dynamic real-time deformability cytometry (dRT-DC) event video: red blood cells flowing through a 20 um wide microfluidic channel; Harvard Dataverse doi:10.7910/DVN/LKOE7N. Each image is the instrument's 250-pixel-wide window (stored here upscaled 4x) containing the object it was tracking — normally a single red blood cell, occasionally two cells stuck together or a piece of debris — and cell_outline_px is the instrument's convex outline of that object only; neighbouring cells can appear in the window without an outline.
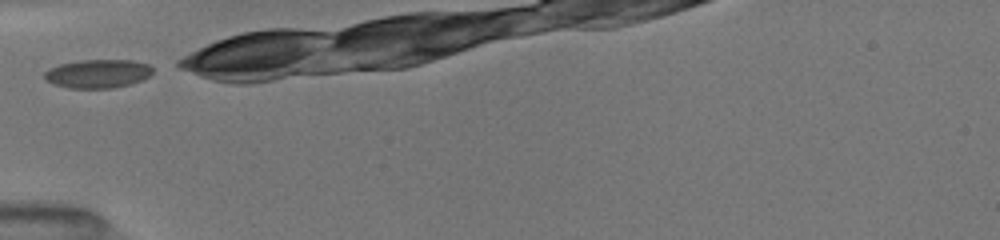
{"species": "common noctule bat (a hibernating species)", "species_latin": "Nyctalus noctula", "temperature_condition": "room temperature", "stored_images_in_passage": 27, "camera_frame_rate_fps": 3000, "um_per_image_px": 0.085, "animal": {"sex": "female", "body_mass_g": 19.5, "forearm_length_mm": 54.1}, "frame": {"image": 1, "passage_image": 1, "time_ms": 0.0, "image_size_px": [1000, 240], "cell_outline_px": [[152, 72], [148, 76], [140, 80], [128, 84], [112, 88], [68, 88], [52, 84], [44, 80], [44, 72], [48, 68], [60, 64], [80, 60], [132, 60], [148, 64], [152, 68]], "centroid_in_image_um": [8.25, 6.26], "position_along_channel_um": 76.8, "area_um2": 18.03}, "authors_computed_cell_mechanics": {"area_um2": 17.6868, "velocity_mm_per_s": 3.9913, "shape_relaxation_time_tau1_ms": 1.3627, "shape_relaxation_time_tau2_ms": 6.2486, "deformation_change_tau1": 0.0441, "deformation_change_tau2": 0.065}}